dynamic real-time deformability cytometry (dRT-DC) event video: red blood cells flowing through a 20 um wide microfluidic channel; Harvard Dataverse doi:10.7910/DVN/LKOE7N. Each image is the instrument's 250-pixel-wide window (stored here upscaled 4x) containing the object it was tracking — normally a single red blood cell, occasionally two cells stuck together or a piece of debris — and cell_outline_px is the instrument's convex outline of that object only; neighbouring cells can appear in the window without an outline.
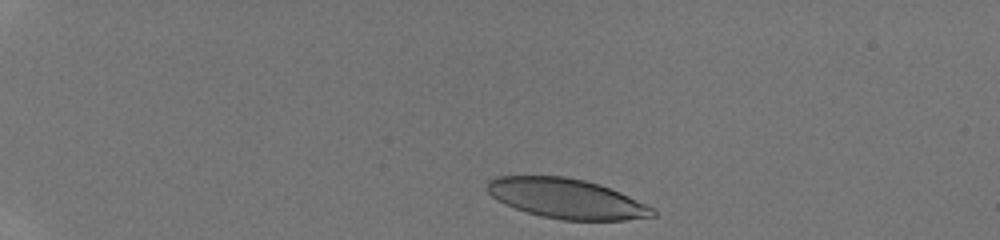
{"species": "human", "species_latin": "Homo sapiens", "temperature_condition": "room temperature", "stored_images_in_passage": 33, "camera_frame_rate_fps": 3000, "um_per_image_px": 0.085, "donor": {"sex": "male"}, "frame": {"image": 1, "passage_image": 1, "time_ms": 0.0, "image_size_px": [1000, 240], "cell_outline_px": [[656, 216], [624, 220], [564, 220], [540, 216], [504, 204], [496, 200], [484, 188], [488, 180], [496, 176], [564, 176], [584, 180], [620, 192], [652, 208], [656, 212]], "centroid_in_image_um": [48.09, 16.88], "position_along_channel_um": 36.9, "area_um2": 38.21}}
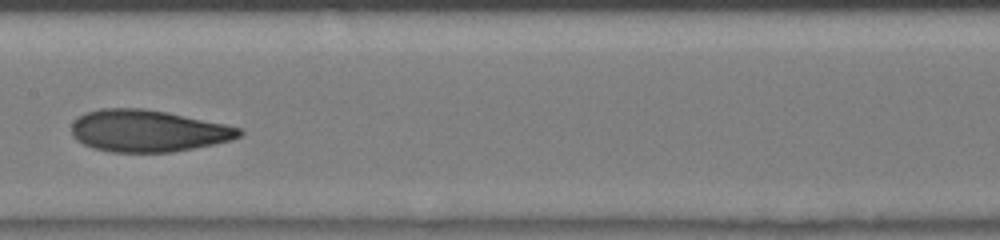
{"frame": {"image": 2, "passage_image": 17, "time_ms": 5.333, "image_size_px": [1000, 240], "cell_outline_px": [[244, 132], [240, 136], [232, 140], [172, 152], [112, 152], [92, 148], [76, 140], [72, 136], [72, 124], [80, 116], [88, 112], [100, 108], [144, 108], [168, 112], [224, 124], [240, 128]], "centroid_in_image_um": [12.56, 11.12], "position_along_channel_um": 194.8, "area_um2": 40.81}}
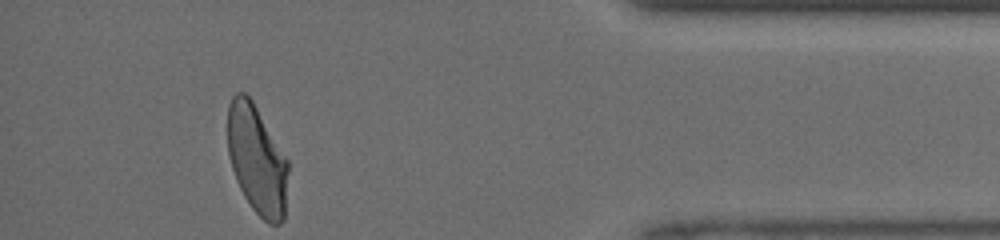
{"frame": {"image": 3, "passage_image": 33, "time_ms": 10.667, "image_size_px": [1000, 240], "cell_outline_px": [[288, 172], [284, 220], [280, 224], [268, 224], [252, 208], [244, 196], [236, 180], [228, 156], [228, 104], [232, 96], [236, 92], [244, 92], [252, 100], [288, 160]], "centroid_in_image_um": [21.83, 13.58], "position_along_channel_um": 413.4, "area_um2": 38.44}}